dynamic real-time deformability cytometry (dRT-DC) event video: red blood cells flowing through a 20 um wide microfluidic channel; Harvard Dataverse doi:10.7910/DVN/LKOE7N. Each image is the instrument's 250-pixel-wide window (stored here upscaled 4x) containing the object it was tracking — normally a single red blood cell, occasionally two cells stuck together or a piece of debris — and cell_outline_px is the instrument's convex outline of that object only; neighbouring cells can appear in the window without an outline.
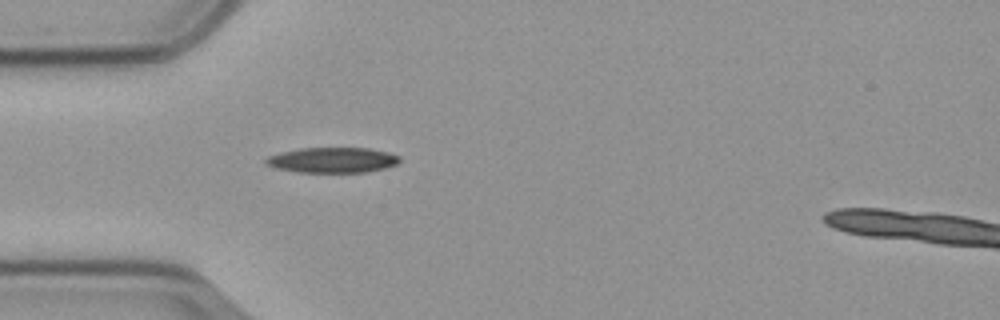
{"species": "common noctule bat (a hibernating species)", "species_latin": "Nyctalus noctula", "temperature_condition": "cold", "stored_images_in_passage": 41, "camera_frame_rate_fps": 3000, "um_per_image_px": 0.085, "animal": {"sex": "male", "body_mass_g": 23.1, "forearm_length_mm": 52.7}, "frame": {"image": 1, "passage_image": 1, "time_ms": 0.0, "image_size_px": [1000, 320], "cell_outline_px": [[400, 160], [396, 164], [384, 168], [364, 172], [300, 172], [272, 168], [264, 164], [264, 160], [268, 156], [300, 148], [368, 148], [388, 152], [400, 156]], "centroid_in_image_um": [28.23, 13.61], "position_along_channel_um": 56.8, "area_um2": 19.71}}
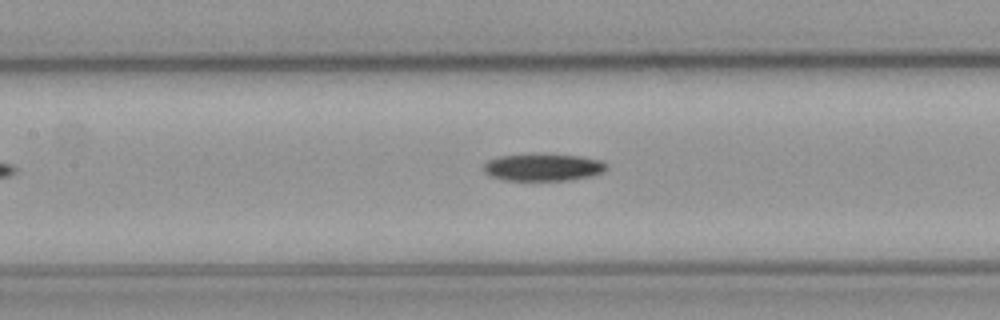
{"frame": {"image": 2, "passage_image": 10, "time_ms": 3.0, "image_size_px": [1000, 320], "cell_outline_px": [[608, 168], [604, 172], [592, 176], [568, 180], [504, 180], [492, 176], [484, 172], [480, 168], [488, 160], [500, 156], [580, 156], [600, 160], [608, 164]], "centroid_in_image_um": [46.18, 14.25], "position_along_channel_um": 161.2, "area_um2": 18.96}}
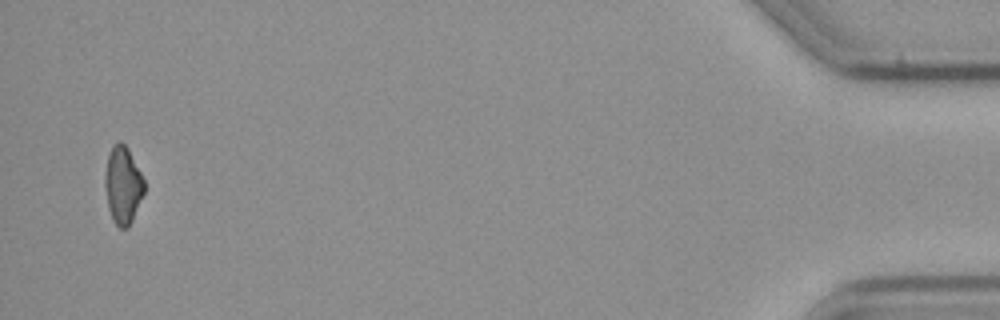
{"frame": {"image": 3, "passage_image": 40, "time_ms": 13.0, "image_size_px": [1000, 320], "cell_outline_px": [[144, 192], [132, 220], [128, 228], [120, 228], [112, 220], [108, 208], [104, 188], [104, 176], [108, 156], [112, 144], [120, 140], [128, 148], [144, 180]], "centroid_in_image_um": [10.42, 15.73], "position_along_channel_um": 424.8, "area_um2": 17.74}}